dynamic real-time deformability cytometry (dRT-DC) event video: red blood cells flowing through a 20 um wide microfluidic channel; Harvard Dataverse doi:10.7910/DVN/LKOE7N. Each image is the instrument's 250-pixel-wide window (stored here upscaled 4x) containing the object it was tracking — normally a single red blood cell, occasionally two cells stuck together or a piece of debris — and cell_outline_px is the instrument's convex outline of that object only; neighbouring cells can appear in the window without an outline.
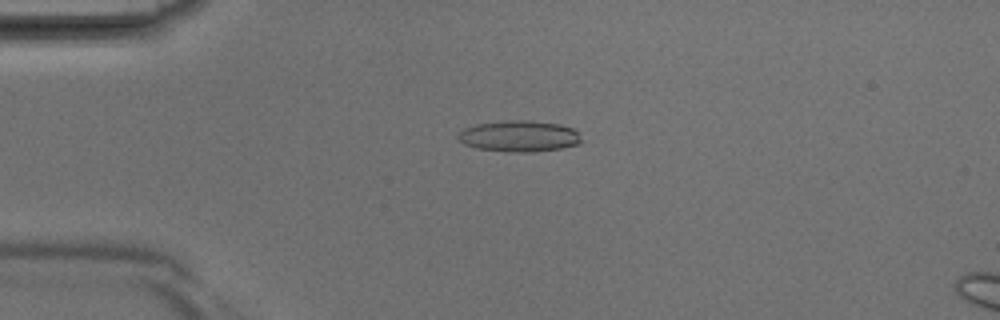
{"species": "Egyptian fruit bat (a non-hibernating species)", "species_latin": "Rousettus aegyptiacus", "temperature_condition": "room temperature", "stored_images_in_passage": 36, "camera_frame_rate_fps": 3000, "um_per_image_px": 0.085, "animal": {"sex": "male"}, "frame": {"image": 1, "passage_image": 5, "time_ms": 1.333, "image_size_px": [1000, 320], "cell_outline_px": [[580, 144], [560, 148], [532, 152], [512, 152], [476, 148], [464, 144], [456, 136], [464, 128], [476, 124], [504, 120], [528, 120], [560, 124], [572, 128], [580, 132]], "centroid_in_image_um": [44.14, 11.56], "position_along_channel_um": 40.9, "area_um2": 22.48}}
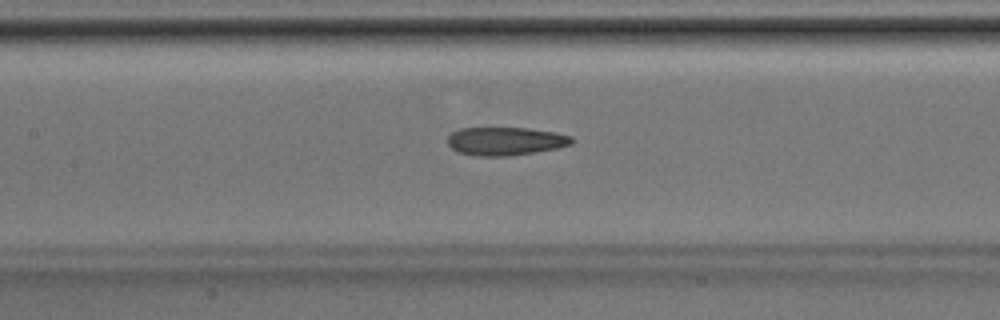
{"frame": {"image": 2, "passage_image": 14, "time_ms": 4.333, "image_size_px": [1000, 320], "cell_outline_px": [[572, 144], [556, 148], [508, 156], [476, 156], [460, 152], [452, 148], [448, 144], [448, 136], [452, 132], [460, 128], [528, 128], [556, 132], [572, 136]], "centroid_in_image_um": [42.96, 11.99], "position_along_channel_um": 164.4, "area_um2": 20.29}}
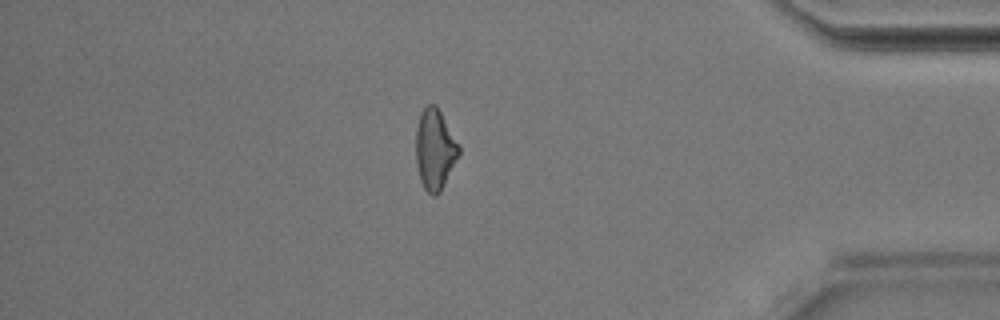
{"frame": {"image": 3, "passage_image": 30, "time_ms": 9.667, "image_size_px": [1000, 320], "cell_outline_px": [[460, 152], [440, 192], [436, 196], [432, 196], [424, 188], [420, 180], [416, 164], [416, 128], [420, 112], [428, 104], [436, 104], [460, 144]], "centroid_in_image_um": [36.96, 12.68], "position_along_channel_um": 398.2, "area_um2": 20.29}}